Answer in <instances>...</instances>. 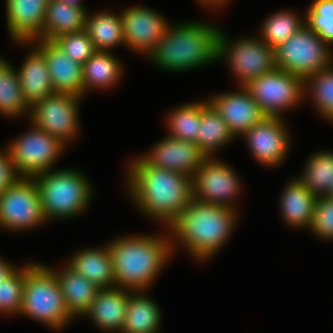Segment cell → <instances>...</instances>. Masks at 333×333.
Here are the masks:
<instances>
[{"instance_id": "cell-17", "label": "cell", "mask_w": 333, "mask_h": 333, "mask_svg": "<svg viewBox=\"0 0 333 333\" xmlns=\"http://www.w3.org/2000/svg\"><path fill=\"white\" fill-rule=\"evenodd\" d=\"M141 158L150 166L192 177L207 156L196 143L166 136Z\"/></svg>"}, {"instance_id": "cell-16", "label": "cell", "mask_w": 333, "mask_h": 333, "mask_svg": "<svg viewBox=\"0 0 333 333\" xmlns=\"http://www.w3.org/2000/svg\"><path fill=\"white\" fill-rule=\"evenodd\" d=\"M238 89L240 91L215 94L207 100L227 123L234 137L242 136L266 117L245 87L239 86Z\"/></svg>"}, {"instance_id": "cell-34", "label": "cell", "mask_w": 333, "mask_h": 333, "mask_svg": "<svg viewBox=\"0 0 333 333\" xmlns=\"http://www.w3.org/2000/svg\"><path fill=\"white\" fill-rule=\"evenodd\" d=\"M304 93L310 94L321 116L333 122V66L306 77Z\"/></svg>"}, {"instance_id": "cell-8", "label": "cell", "mask_w": 333, "mask_h": 333, "mask_svg": "<svg viewBox=\"0 0 333 333\" xmlns=\"http://www.w3.org/2000/svg\"><path fill=\"white\" fill-rule=\"evenodd\" d=\"M218 58L226 59L228 67L237 80L239 79V85L243 87L276 68L275 49L258 37H245L232 41L221 31Z\"/></svg>"}, {"instance_id": "cell-7", "label": "cell", "mask_w": 333, "mask_h": 333, "mask_svg": "<svg viewBox=\"0 0 333 333\" xmlns=\"http://www.w3.org/2000/svg\"><path fill=\"white\" fill-rule=\"evenodd\" d=\"M276 68L303 79L333 64L332 52L306 24L275 49Z\"/></svg>"}, {"instance_id": "cell-2", "label": "cell", "mask_w": 333, "mask_h": 333, "mask_svg": "<svg viewBox=\"0 0 333 333\" xmlns=\"http://www.w3.org/2000/svg\"><path fill=\"white\" fill-rule=\"evenodd\" d=\"M236 211L193 199L168 227L169 234L174 237L171 238L172 253L179 241L194 259H210L230 237L237 220Z\"/></svg>"}, {"instance_id": "cell-31", "label": "cell", "mask_w": 333, "mask_h": 333, "mask_svg": "<svg viewBox=\"0 0 333 333\" xmlns=\"http://www.w3.org/2000/svg\"><path fill=\"white\" fill-rule=\"evenodd\" d=\"M303 171L296 178L316 197L327 196L333 182V152L320 151L310 156Z\"/></svg>"}, {"instance_id": "cell-44", "label": "cell", "mask_w": 333, "mask_h": 333, "mask_svg": "<svg viewBox=\"0 0 333 333\" xmlns=\"http://www.w3.org/2000/svg\"><path fill=\"white\" fill-rule=\"evenodd\" d=\"M228 1H230V0H217V6H218V7H219V6L222 7V5H224V3H227Z\"/></svg>"}, {"instance_id": "cell-43", "label": "cell", "mask_w": 333, "mask_h": 333, "mask_svg": "<svg viewBox=\"0 0 333 333\" xmlns=\"http://www.w3.org/2000/svg\"><path fill=\"white\" fill-rule=\"evenodd\" d=\"M327 196L333 199V182L331 184V187H330V190H329Z\"/></svg>"}, {"instance_id": "cell-24", "label": "cell", "mask_w": 333, "mask_h": 333, "mask_svg": "<svg viewBox=\"0 0 333 333\" xmlns=\"http://www.w3.org/2000/svg\"><path fill=\"white\" fill-rule=\"evenodd\" d=\"M317 197L296 177L284 187L280 196L282 218L294 228H308Z\"/></svg>"}, {"instance_id": "cell-30", "label": "cell", "mask_w": 333, "mask_h": 333, "mask_svg": "<svg viewBox=\"0 0 333 333\" xmlns=\"http://www.w3.org/2000/svg\"><path fill=\"white\" fill-rule=\"evenodd\" d=\"M30 114V107L24 100L18 71L4 58L0 61V114L19 117Z\"/></svg>"}, {"instance_id": "cell-35", "label": "cell", "mask_w": 333, "mask_h": 333, "mask_svg": "<svg viewBox=\"0 0 333 333\" xmlns=\"http://www.w3.org/2000/svg\"><path fill=\"white\" fill-rule=\"evenodd\" d=\"M25 276L26 264L17 267L0 283V314H20Z\"/></svg>"}, {"instance_id": "cell-12", "label": "cell", "mask_w": 333, "mask_h": 333, "mask_svg": "<svg viewBox=\"0 0 333 333\" xmlns=\"http://www.w3.org/2000/svg\"><path fill=\"white\" fill-rule=\"evenodd\" d=\"M79 100L81 97L68 93L49 95L30 108L31 124L66 145L79 131Z\"/></svg>"}, {"instance_id": "cell-39", "label": "cell", "mask_w": 333, "mask_h": 333, "mask_svg": "<svg viewBox=\"0 0 333 333\" xmlns=\"http://www.w3.org/2000/svg\"><path fill=\"white\" fill-rule=\"evenodd\" d=\"M19 178L21 176L14 167L8 149L6 148L4 151L0 149V194Z\"/></svg>"}, {"instance_id": "cell-10", "label": "cell", "mask_w": 333, "mask_h": 333, "mask_svg": "<svg viewBox=\"0 0 333 333\" xmlns=\"http://www.w3.org/2000/svg\"><path fill=\"white\" fill-rule=\"evenodd\" d=\"M31 125L30 130L7 146L14 167L21 177H34L51 170L67 146L58 138Z\"/></svg>"}, {"instance_id": "cell-41", "label": "cell", "mask_w": 333, "mask_h": 333, "mask_svg": "<svg viewBox=\"0 0 333 333\" xmlns=\"http://www.w3.org/2000/svg\"><path fill=\"white\" fill-rule=\"evenodd\" d=\"M197 1V0H196ZM198 2L200 4H202L203 6H206V7H210L211 8H216L217 7V0H198ZM216 6V7H215Z\"/></svg>"}, {"instance_id": "cell-1", "label": "cell", "mask_w": 333, "mask_h": 333, "mask_svg": "<svg viewBox=\"0 0 333 333\" xmlns=\"http://www.w3.org/2000/svg\"><path fill=\"white\" fill-rule=\"evenodd\" d=\"M127 187L138 208L168 228L193 200L190 176L148 165L141 157L128 165Z\"/></svg>"}, {"instance_id": "cell-3", "label": "cell", "mask_w": 333, "mask_h": 333, "mask_svg": "<svg viewBox=\"0 0 333 333\" xmlns=\"http://www.w3.org/2000/svg\"><path fill=\"white\" fill-rule=\"evenodd\" d=\"M168 237L129 235L109 242L116 287L146 291L172 257L171 238Z\"/></svg>"}, {"instance_id": "cell-23", "label": "cell", "mask_w": 333, "mask_h": 333, "mask_svg": "<svg viewBox=\"0 0 333 333\" xmlns=\"http://www.w3.org/2000/svg\"><path fill=\"white\" fill-rule=\"evenodd\" d=\"M56 275L62 289L67 311L74 318L90 309L100 288L89 281L67 263L60 271L50 268Z\"/></svg>"}, {"instance_id": "cell-13", "label": "cell", "mask_w": 333, "mask_h": 333, "mask_svg": "<svg viewBox=\"0 0 333 333\" xmlns=\"http://www.w3.org/2000/svg\"><path fill=\"white\" fill-rule=\"evenodd\" d=\"M239 179L229 165L207 157L191 177L193 199L236 210L233 202L241 192Z\"/></svg>"}, {"instance_id": "cell-36", "label": "cell", "mask_w": 333, "mask_h": 333, "mask_svg": "<svg viewBox=\"0 0 333 333\" xmlns=\"http://www.w3.org/2000/svg\"><path fill=\"white\" fill-rule=\"evenodd\" d=\"M305 24L329 46L333 44V0H313Z\"/></svg>"}, {"instance_id": "cell-25", "label": "cell", "mask_w": 333, "mask_h": 333, "mask_svg": "<svg viewBox=\"0 0 333 333\" xmlns=\"http://www.w3.org/2000/svg\"><path fill=\"white\" fill-rule=\"evenodd\" d=\"M86 16L85 7L50 0L46 9L42 36L39 39L53 41L63 34L85 30Z\"/></svg>"}, {"instance_id": "cell-29", "label": "cell", "mask_w": 333, "mask_h": 333, "mask_svg": "<svg viewBox=\"0 0 333 333\" xmlns=\"http://www.w3.org/2000/svg\"><path fill=\"white\" fill-rule=\"evenodd\" d=\"M227 123L208 103L201 101V124H199L197 145L207 156L215 155L217 149L230 143L234 139Z\"/></svg>"}, {"instance_id": "cell-15", "label": "cell", "mask_w": 333, "mask_h": 333, "mask_svg": "<svg viewBox=\"0 0 333 333\" xmlns=\"http://www.w3.org/2000/svg\"><path fill=\"white\" fill-rule=\"evenodd\" d=\"M120 15L125 45L149 56L169 26L165 18L142 6L126 8Z\"/></svg>"}, {"instance_id": "cell-20", "label": "cell", "mask_w": 333, "mask_h": 333, "mask_svg": "<svg viewBox=\"0 0 333 333\" xmlns=\"http://www.w3.org/2000/svg\"><path fill=\"white\" fill-rule=\"evenodd\" d=\"M130 290L123 288L100 289L84 316L107 332L120 333L125 322Z\"/></svg>"}, {"instance_id": "cell-14", "label": "cell", "mask_w": 333, "mask_h": 333, "mask_svg": "<svg viewBox=\"0 0 333 333\" xmlns=\"http://www.w3.org/2000/svg\"><path fill=\"white\" fill-rule=\"evenodd\" d=\"M283 117H268L255 124L242 136L258 163L267 167L281 164L290 150V133Z\"/></svg>"}, {"instance_id": "cell-40", "label": "cell", "mask_w": 333, "mask_h": 333, "mask_svg": "<svg viewBox=\"0 0 333 333\" xmlns=\"http://www.w3.org/2000/svg\"><path fill=\"white\" fill-rule=\"evenodd\" d=\"M15 269V266L6 262V260L4 261L3 258H0V283H2V281L7 278Z\"/></svg>"}, {"instance_id": "cell-11", "label": "cell", "mask_w": 333, "mask_h": 333, "mask_svg": "<svg viewBox=\"0 0 333 333\" xmlns=\"http://www.w3.org/2000/svg\"><path fill=\"white\" fill-rule=\"evenodd\" d=\"M33 177H21L0 194V227L20 231L46 222Z\"/></svg>"}, {"instance_id": "cell-33", "label": "cell", "mask_w": 333, "mask_h": 333, "mask_svg": "<svg viewBox=\"0 0 333 333\" xmlns=\"http://www.w3.org/2000/svg\"><path fill=\"white\" fill-rule=\"evenodd\" d=\"M294 13L283 10L266 18L260 30L261 40L273 49L287 41L305 25V19L303 21Z\"/></svg>"}, {"instance_id": "cell-4", "label": "cell", "mask_w": 333, "mask_h": 333, "mask_svg": "<svg viewBox=\"0 0 333 333\" xmlns=\"http://www.w3.org/2000/svg\"><path fill=\"white\" fill-rule=\"evenodd\" d=\"M221 30L213 25L184 22L168 26L149 59L172 72L196 69L218 60Z\"/></svg>"}, {"instance_id": "cell-37", "label": "cell", "mask_w": 333, "mask_h": 333, "mask_svg": "<svg viewBox=\"0 0 333 333\" xmlns=\"http://www.w3.org/2000/svg\"><path fill=\"white\" fill-rule=\"evenodd\" d=\"M68 57L83 65L95 52L92 40L85 30L58 36L53 41Z\"/></svg>"}, {"instance_id": "cell-5", "label": "cell", "mask_w": 333, "mask_h": 333, "mask_svg": "<svg viewBox=\"0 0 333 333\" xmlns=\"http://www.w3.org/2000/svg\"><path fill=\"white\" fill-rule=\"evenodd\" d=\"M51 329H62L73 317L67 311L55 273L45 264H26L21 312Z\"/></svg>"}, {"instance_id": "cell-22", "label": "cell", "mask_w": 333, "mask_h": 333, "mask_svg": "<svg viewBox=\"0 0 333 333\" xmlns=\"http://www.w3.org/2000/svg\"><path fill=\"white\" fill-rule=\"evenodd\" d=\"M100 289L116 287L114 267L108 245L78 251L67 263Z\"/></svg>"}, {"instance_id": "cell-6", "label": "cell", "mask_w": 333, "mask_h": 333, "mask_svg": "<svg viewBox=\"0 0 333 333\" xmlns=\"http://www.w3.org/2000/svg\"><path fill=\"white\" fill-rule=\"evenodd\" d=\"M39 190L46 220L77 216L90 204L93 190L82 172L48 170L33 177Z\"/></svg>"}, {"instance_id": "cell-18", "label": "cell", "mask_w": 333, "mask_h": 333, "mask_svg": "<svg viewBox=\"0 0 333 333\" xmlns=\"http://www.w3.org/2000/svg\"><path fill=\"white\" fill-rule=\"evenodd\" d=\"M32 43H36V48L46 59L54 92L68 93L83 99L84 85L82 65L71 60L68 55L52 41L35 39L31 42H20V44H30L31 46Z\"/></svg>"}, {"instance_id": "cell-42", "label": "cell", "mask_w": 333, "mask_h": 333, "mask_svg": "<svg viewBox=\"0 0 333 333\" xmlns=\"http://www.w3.org/2000/svg\"><path fill=\"white\" fill-rule=\"evenodd\" d=\"M57 1H62L68 4L76 5L78 7H84V5L82 4V2H80V0H57Z\"/></svg>"}, {"instance_id": "cell-26", "label": "cell", "mask_w": 333, "mask_h": 333, "mask_svg": "<svg viewBox=\"0 0 333 333\" xmlns=\"http://www.w3.org/2000/svg\"><path fill=\"white\" fill-rule=\"evenodd\" d=\"M145 291H131L121 333H159L161 311Z\"/></svg>"}, {"instance_id": "cell-9", "label": "cell", "mask_w": 333, "mask_h": 333, "mask_svg": "<svg viewBox=\"0 0 333 333\" xmlns=\"http://www.w3.org/2000/svg\"><path fill=\"white\" fill-rule=\"evenodd\" d=\"M244 87L268 117H282L283 112L301 102L305 94L304 79L279 68Z\"/></svg>"}, {"instance_id": "cell-19", "label": "cell", "mask_w": 333, "mask_h": 333, "mask_svg": "<svg viewBox=\"0 0 333 333\" xmlns=\"http://www.w3.org/2000/svg\"><path fill=\"white\" fill-rule=\"evenodd\" d=\"M50 0H6L7 29L18 44L42 36Z\"/></svg>"}, {"instance_id": "cell-32", "label": "cell", "mask_w": 333, "mask_h": 333, "mask_svg": "<svg viewBox=\"0 0 333 333\" xmlns=\"http://www.w3.org/2000/svg\"><path fill=\"white\" fill-rule=\"evenodd\" d=\"M168 136L186 142L197 143L201 124V102L177 106L167 119Z\"/></svg>"}, {"instance_id": "cell-21", "label": "cell", "mask_w": 333, "mask_h": 333, "mask_svg": "<svg viewBox=\"0 0 333 333\" xmlns=\"http://www.w3.org/2000/svg\"><path fill=\"white\" fill-rule=\"evenodd\" d=\"M30 53L18 69L24 100L31 108L35 103L54 94L48 65L43 54L34 44Z\"/></svg>"}, {"instance_id": "cell-28", "label": "cell", "mask_w": 333, "mask_h": 333, "mask_svg": "<svg viewBox=\"0 0 333 333\" xmlns=\"http://www.w3.org/2000/svg\"><path fill=\"white\" fill-rule=\"evenodd\" d=\"M85 31L96 51L110 52L115 46L125 45L120 14L102 11L89 15L87 12Z\"/></svg>"}, {"instance_id": "cell-27", "label": "cell", "mask_w": 333, "mask_h": 333, "mask_svg": "<svg viewBox=\"0 0 333 333\" xmlns=\"http://www.w3.org/2000/svg\"><path fill=\"white\" fill-rule=\"evenodd\" d=\"M120 61L110 52L96 51L83 65L84 97L91 88L114 87L122 77Z\"/></svg>"}, {"instance_id": "cell-38", "label": "cell", "mask_w": 333, "mask_h": 333, "mask_svg": "<svg viewBox=\"0 0 333 333\" xmlns=\"http://www.w3.org/2000/svg\"><path fill=\"white\" fill-rule=\"evenodd\" d=\"M310 231L322 239L333 240V199L328 196L317 197Z\"/></svg>"}]
</instances>
